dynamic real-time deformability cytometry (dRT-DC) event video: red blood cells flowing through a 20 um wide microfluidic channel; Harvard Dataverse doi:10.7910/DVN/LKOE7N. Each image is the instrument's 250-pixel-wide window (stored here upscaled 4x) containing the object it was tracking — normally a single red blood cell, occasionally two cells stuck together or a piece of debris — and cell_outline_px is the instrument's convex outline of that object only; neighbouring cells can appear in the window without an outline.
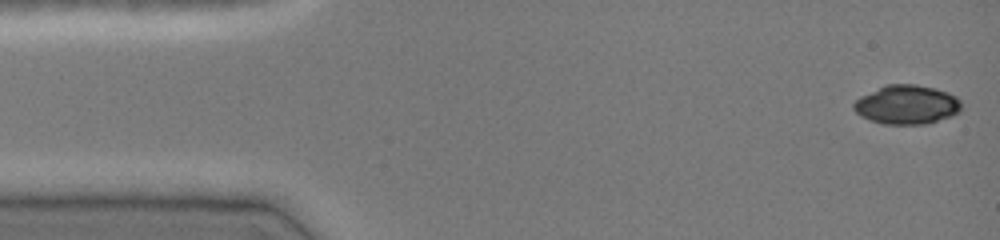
{"species": "common noctule bat (a hibernating species)", "species_latin": "Nyctalus noctula", "temperature_condition": "cold", "stored_images_in_passage": 46, "camera_frame_rate_fps": 3000, "um_per_image_px": 0.085, "animal": {"sex": "female", "body_mass_g": 19.0, "forearm_length_mm": 51.5}, "frame": {"image": 1, "passage_image": 1, "time_ms": 0.0, "image_size_px": [1000, 240], "cell_outline_px": [[960, 112], [952, 116], [924, 124], [884, 124], [860, 116], [852, 108], [852, 104], [860, 96], [888, 84], [916, 84], [936, 88], [948, 92], [956, 96], [960, 100]], "centroid_in_image_um": [77.08, 8.89], "position_along_channel_um": 7.9, "area_um2": 24.51}}
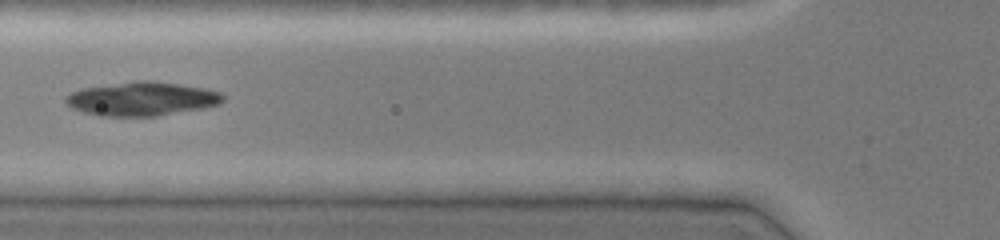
{"frame": {"image": 2, "passage_image": 17, "time_ms": 5.333, "image_size_px": [1000, 240], "cell_outline_px": [[224, 100], [220, 104], [200, 108], [156, 116], [100, 116], [84, 112], [72, 108], [64, 100], [64, 96], [80, 88], [136, 80], [152, 80], [208, 88], [220, 92], [224, 96]], "centroid_in_image_um": [12.04, 8.38], "position_along_channel_um": 113.8, "area_um2": 31.15}}
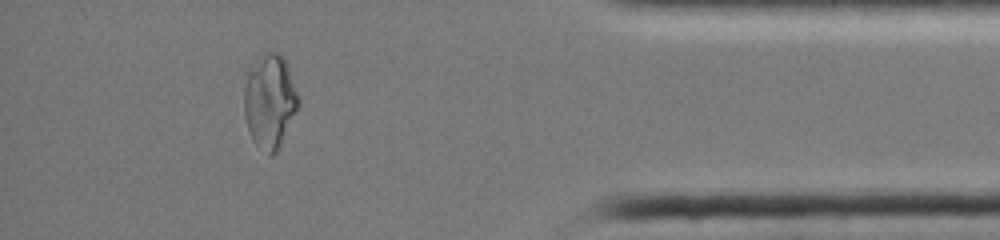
{"frame": {"image": 3, "passage_image": 41, "time_ms": 13.333, "image_size_px": [1000, 240], "cell_outline_px": [[300, 104], [276, 152], [272, 156], [268, 156], [252, 140], [244, 116], [244, 72], [264, 52], [280, 52], [284, 56], [300, 96]], "centroid_in_image_um": [22.92, 8.55], "position_along_channel_um": 412.3, "area_um2": 30.35}}